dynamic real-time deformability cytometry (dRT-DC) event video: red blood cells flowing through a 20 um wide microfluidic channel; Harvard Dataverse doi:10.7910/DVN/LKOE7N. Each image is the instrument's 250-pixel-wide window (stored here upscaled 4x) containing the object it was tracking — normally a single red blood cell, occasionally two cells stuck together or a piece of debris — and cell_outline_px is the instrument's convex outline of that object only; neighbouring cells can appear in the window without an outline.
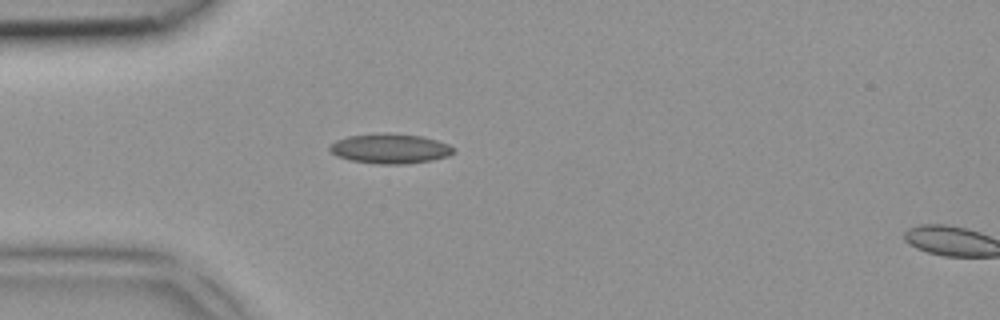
{"species": "common noctule bat (a hibernating species)", "species_latin": "Nyctalus noctula", "temperature_condition": "room temperature", "stored_images_in_passage": 4, "segment_of_instrument_passage": [1, 2], "camera_frame_rate_fps": 3000, "um_per_image_px": 0.085, "animal": {"sex": "female", "body_mass_g": 18.4}, "frame": {"image": 1, "passage_image": 3, "time_ms": 0.667, "image_size_px": [1000, 320], "cell_outline_px": [[456, 152], [448, 156], [432, 160], [408, 164], [376, 164], [348, 160], [336, 156], [328, 148], [336, 140], [348, 136], [380, 132], [392, 132], [420, 136], [436, 140], [448, 144], [456, 148]], "centroid_in_image_um": [33.17, 12.63], "position_along_channel_um": 51.8, "area_um2": 21.91}}